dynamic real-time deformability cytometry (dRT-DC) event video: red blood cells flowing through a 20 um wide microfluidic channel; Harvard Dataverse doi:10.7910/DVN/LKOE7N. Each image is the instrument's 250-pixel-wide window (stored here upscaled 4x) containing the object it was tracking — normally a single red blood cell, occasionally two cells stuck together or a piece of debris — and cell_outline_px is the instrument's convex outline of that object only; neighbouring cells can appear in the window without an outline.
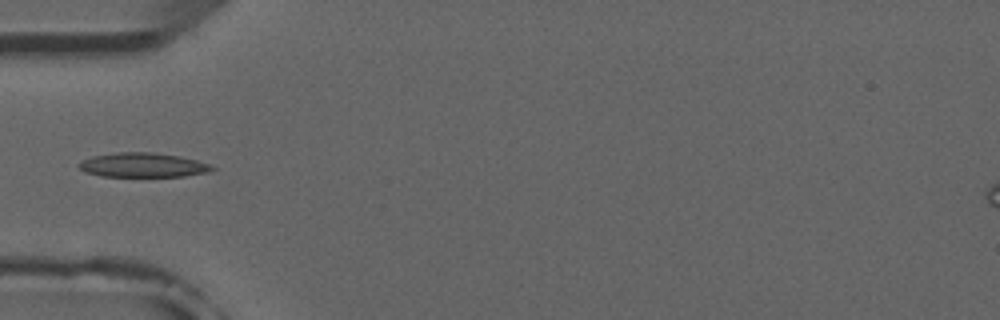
{"species": "common noctule bat (a hibernating species)", "species_latin": "Nyctalus noctula", "temperature_condition": "room temperature", "stored_images_in_passage": 6, "camera_frame_rate_fps": 3000, "um_per_image_px": 0.085, "animal": {"sex": "male", "forearm_length_mm": 52.5}, "frame": {"image": 1, "passage_image": 4, "time_ms": 3.667, "image_size_px": [1000, 320], "cell_outline_px": [[216, 168], [208, 172], [184, 176], [100, 176], [84, 172], [76, 164], [92, 156], [116, 152], [148, 152], [180, 156], [212, 164]], "centroid_in_image_um": [12.14, 14.03], "position_along_channel_um": 72.9, "area_um2": 18.9}}
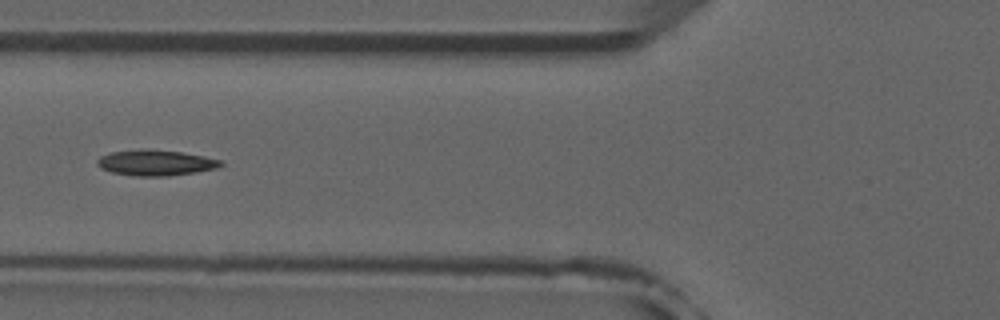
{"frame": {"image": 2, "passage_image": 5, "time_ms": 4.667, "image_size_px": [1000, 320], "cell_outline_px": [[224, 164], [216, 168], [196, 172], [168, 176], [136, 176], [112, 172], [100, 168], [96, 164], [96, 160], [100, 156], [108, 152], [148, 148], [180, 152], [204, 156], [224, 160]], "centroid_in_image_um": [13.22, 13.82], "position_along_channel_um": 112.6, "area_um2": 18.73}}
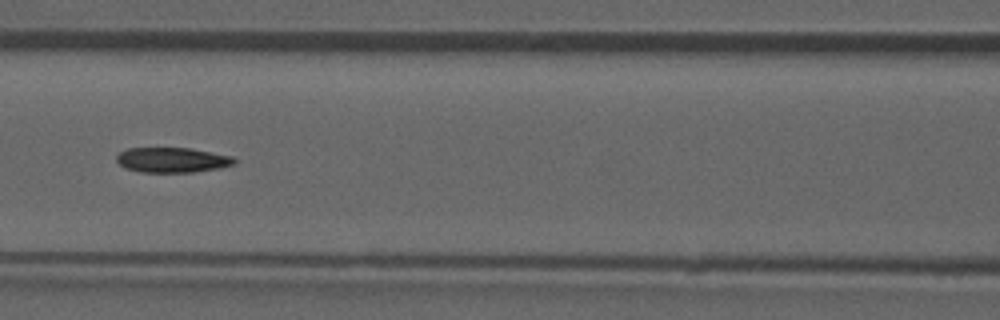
{"frame": {"image": 3, "passage_image": 6, "time_ms": 5.667, "image_size_px": [1000, 320], "cell_outline_px": [[236, 164], [220, 168], [192, 172], [140, 172], [124, 168], [116, 160], [116, 156], [120, 152], [128, 148], [192, 148], [232, 156], [236, 160]], "centroid_in_image_um": [14.65, 13.6], "position_along_channel_um": 152.0, "area_um2": 17.28}}